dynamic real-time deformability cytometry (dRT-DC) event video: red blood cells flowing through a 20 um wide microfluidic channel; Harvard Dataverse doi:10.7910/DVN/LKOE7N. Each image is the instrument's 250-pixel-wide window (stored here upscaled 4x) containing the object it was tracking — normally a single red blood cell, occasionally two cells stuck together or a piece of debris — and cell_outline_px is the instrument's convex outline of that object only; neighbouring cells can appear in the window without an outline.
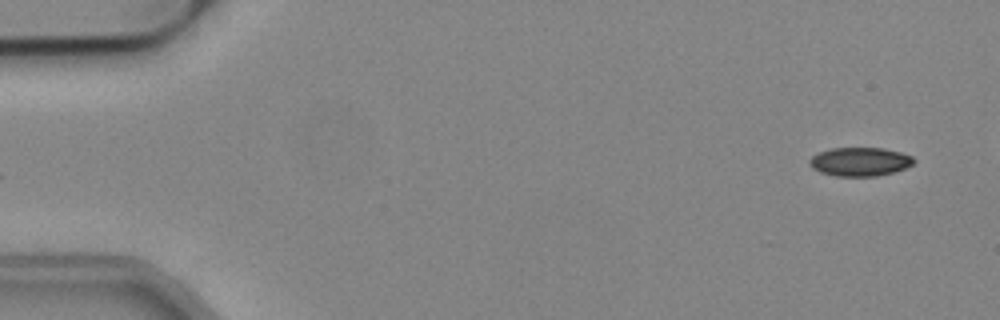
{"species": "common noctule bat (a hibernating species)", "species_latin": "Nyctalus noctula", "temperature_condition": "cold", "stored_images_in_passage": 11, "camera_frame_rate_fps": 3000, "um_per_image_px": 0.085, "animal": {"sex": "male", "body_mass_g": 19.2, "forearm_length_mm": 51.8}, "frame": {"image": 1, "passage_image": 1, "time_ms": 0.0, "image_size_px": [1000, 320], "cell_outline_px": [[916, 160], [912, 164], [904, 168], [892, 172], [876, 176], [836, 176], [820, 172], [812, 168], [808, 164], [808, 160], [812, 156], [820, 152], [832, 148], [884, 148], [900, 152], [912, 156]], "centroid_in_image_um": [73.07, 13.74], "position_along_channel_um": 11.9, "area_um2": 17.4}}